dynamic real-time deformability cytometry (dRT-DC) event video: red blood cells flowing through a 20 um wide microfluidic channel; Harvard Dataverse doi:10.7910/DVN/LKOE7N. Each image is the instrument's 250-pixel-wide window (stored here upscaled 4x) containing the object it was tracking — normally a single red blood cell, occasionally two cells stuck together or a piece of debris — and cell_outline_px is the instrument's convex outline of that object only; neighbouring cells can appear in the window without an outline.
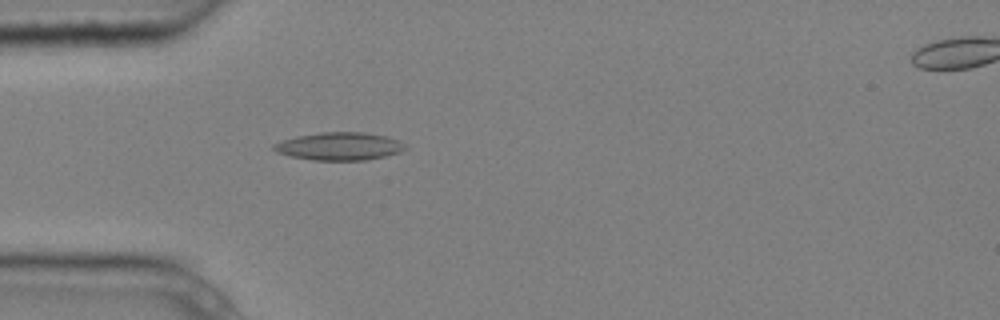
{"species": "common noctule bat (a hibernating species)", "species_latin": "Nyctalus noctula", "temperature_condition": "cold", "stored_images_in_passage": 5, "camera_frame_rate_fps": 3000, "um_per_image_px": 0.085, "animal": {"sex": "male", "body_mass_g": 20.4}, "frame": {"image": 1, "passage_image": 4, "time_ms": 1.0, "image_size_px": [1000, 320], "cell_outline_px": [[404, 148], [400, 152], [384, 156], [364, 160], [312, 160], [292, 156], [276, 152], [272, 148], [272, 144], [296, 136], [320, 132], [364, 132], [384, 136], [400, 140], [404, 144]], "centroid_in_image_um": [28.82, 12.43], "position_along_channel_um": 56.2, "area_um2": 21.15}}